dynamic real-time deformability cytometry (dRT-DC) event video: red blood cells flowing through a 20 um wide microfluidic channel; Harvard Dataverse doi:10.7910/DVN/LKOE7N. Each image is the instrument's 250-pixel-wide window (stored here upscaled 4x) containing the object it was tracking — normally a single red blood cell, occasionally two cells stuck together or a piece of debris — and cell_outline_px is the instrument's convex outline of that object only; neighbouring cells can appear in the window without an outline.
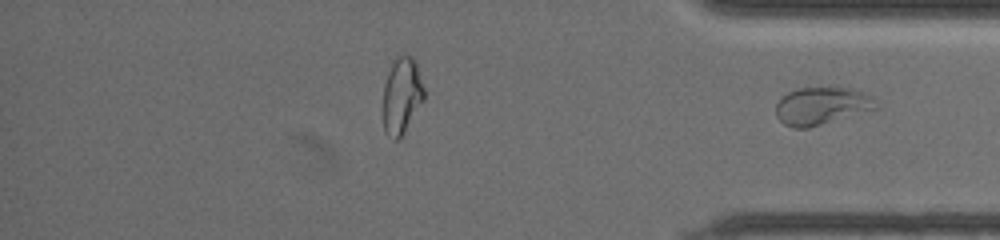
{"species": "common noctule bat (a hibernating species)", "species_latin": "Nyctalus noctula", "temperature_condition": "warm", "stored_images_in_passage": 53, "segment_of_instrument_passage": [2, 2], "camera_frame_rate_fps": 3000, "um_per_image_px": 0.085, "animal": {"sex": "female", "body_mass_g": 19.5, "forearm_length_mm": 54.1}, "frame": {"image": 1, "passage_image": 53, "time_ms": 17.333, "image_size_px": [1000, 240], "cell_outline_px": [[880, 108], [808, 128], [792, 128], [784, 124], [776, 116], [776, 104], [788, 92], [800, 88], [852, 88], [864, 92], [872, 96]], "centroid_in_image_um": [69.88, 9.01], "position_along_channel_um": 365.3, "area_um2": 21.91}}